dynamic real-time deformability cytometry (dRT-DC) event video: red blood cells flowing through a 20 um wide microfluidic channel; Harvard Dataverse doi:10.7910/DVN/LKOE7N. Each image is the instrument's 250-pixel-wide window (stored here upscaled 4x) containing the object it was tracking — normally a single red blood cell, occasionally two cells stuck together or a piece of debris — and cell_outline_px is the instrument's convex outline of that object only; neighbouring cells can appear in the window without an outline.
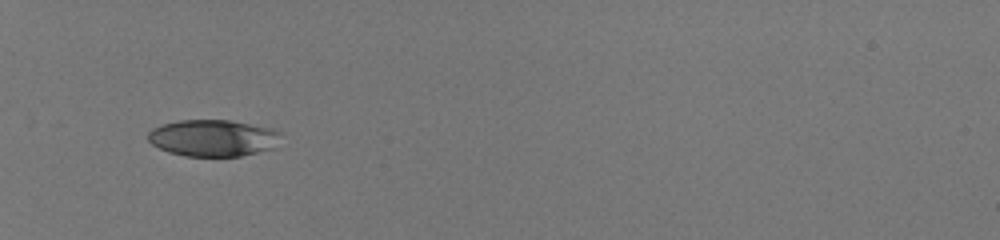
{"species": "human", "species_latin": "Homo sapiens", "temperature_condition": "room temperature", "stored_images_in_passage": 33, "camera_frame_rate_fps": 3000, "um_per_image_px": 0.085, "donor": {"sex": "male"}, "frame": {"image": 1, "passage_image": 1, "time_ms": 0.0, "image_size_px": [1000, 240], "cell_outline_px": [[280, 132], [276, 148], [240, 156], [184, 156], [168, 152], [152, 144], [148, 140], [148, 132], [152, 128], [160, 124], [180, 120], [228, 120], [272, 128]], "centroid_in_image_um": [18.09, 11.73], "position_along_channel_um": 66.9, "area_um2": 28.5}}
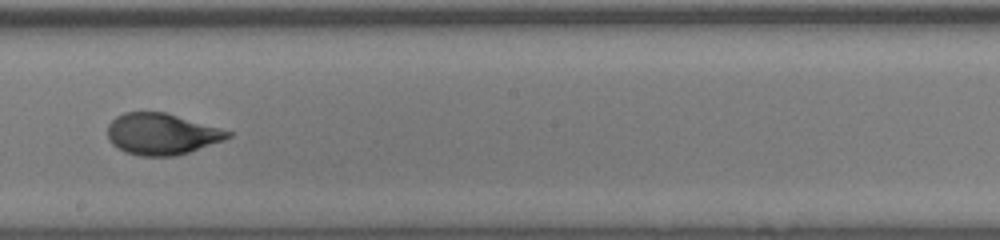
{"frame": {"image": 2, "passage_image": 15, "time_ms": 4.667, "image_size_px": [1000, 240], "cell_outline_px": [[232, 136], [224, 140], [188, 152], [172, 156], [140, 156], [124, 152], [112, 144], [108, 136], [108, 124], [116, 116], [124, 112], [164, 112], [220, 128], [232, 132]], "centroid_in_image_um": [13.72, 11.39], "position_along_channel_um": 234.5, "area_um2": 28.78}}
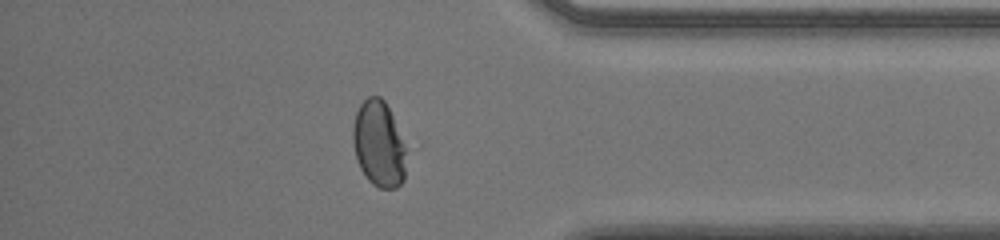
{"frame": {"image": 3, "passage_image": 28, "time_ms": 9.0, "image_size_px": [1000, 240], "cell_outline_px": [[404, 180], [396, 188], [380, 188], [372, 184], [368, 180], [360, 168], [356, 160], [352, 144], [352, 128], [356, 112], [360, 104], [368, 96], [380, 96], [384, 100], [392, 116], [404, 148]], "centroid_in_image_um": [32.14, 12.25], "position_along_channel_um": 403.1, "area_um2": 26.36}, "authors_computed_cell_mechanics": {"area_um2": 29.0156, "velocity_mm_per_s": 4.0558, "shape_relaxation_time_tau1_ms": 5.3843, "shape_relaxation_time_tau2_ms": null, "deformation_change_tau1": 0.2131, "deformation_change_tau2": null}}